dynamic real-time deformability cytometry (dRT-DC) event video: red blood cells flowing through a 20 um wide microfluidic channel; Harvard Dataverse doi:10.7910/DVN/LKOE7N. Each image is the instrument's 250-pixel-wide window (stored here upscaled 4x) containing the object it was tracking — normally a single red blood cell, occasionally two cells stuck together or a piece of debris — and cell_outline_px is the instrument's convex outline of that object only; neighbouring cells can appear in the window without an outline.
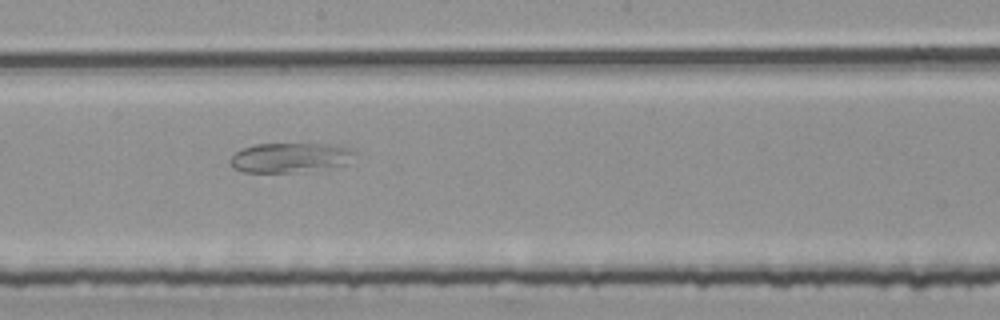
{"species": "common noctule bat (a hibernating species)", "species_latin": "Nyctalus noctula", "temperature_condition": "room temperature", "stored_images_in_passage": 25, "camera_frame_rate_fps": 3000, "um_per_image_px": 0.085, "animal": {"sex": "female", "body_mass_g": 25.1}, "frame": {"image": 1, "passage_image": 13, "time_ms": 4.0, "image_size_px": [1000, 320], "cell_outline_px": [[356, 152], [348, 164], [304, 172], [244, 172], [232, 168], [228, 164], [228, 160], [236, 152], [244, 148], [256, 144], [336, 144], [348, 148]], "centroid_in_image_um": [24.65, 13.4], "position_along_channel_um": 223.5, "area_um2": 21.73}}
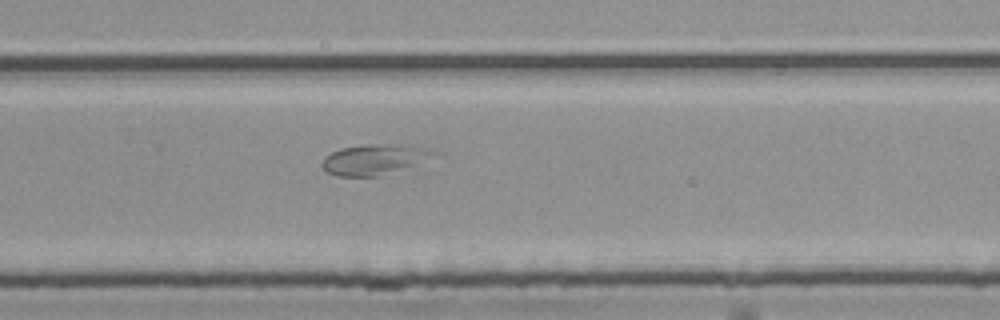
{"frame": {"image": 2, "passage_image": 19, "time_ms": 6.0, "image_size_px": [1000, 320], "cell_outline_px": [[436, 152], [416, 164], [388, 176], [336, 176], [328, 172], [320, 164], [324, 156], [340, 148], [368, 144], [400, 144], [432, 148]], "centroid_in_image_um": [31.79, 13.56], "position_along_channel_um": 298.0, "area_um2": 20.0}}
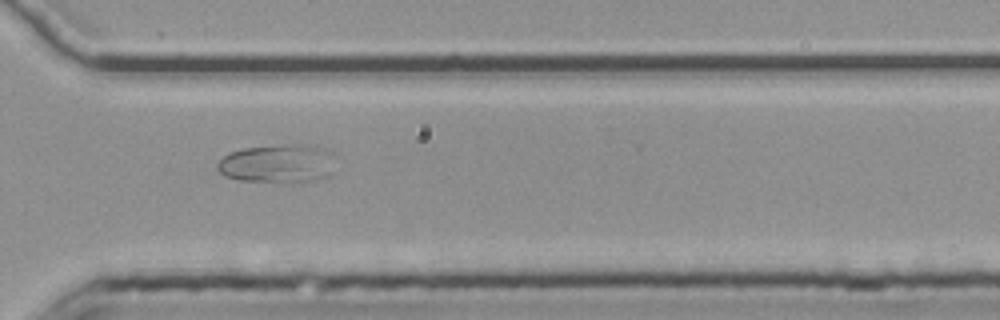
{"frame": {"image": 3, "passage_image": 23, "time_ms": 7.333, "image_size_px": [1000, 320], "cell_outline_px": [[340, 156], [328, 176], [316, 180], [300, 184], [284, 184], [240, 180], [224, 176], [216, 168], [216, 164], [228, 152], [244, 148], [284, 144], [308, 144], [328, 148]], "centroid_in_image_um": [23.71, 13.92], "position_along_channel_um": 346.9, "area_um2": 28.03}}